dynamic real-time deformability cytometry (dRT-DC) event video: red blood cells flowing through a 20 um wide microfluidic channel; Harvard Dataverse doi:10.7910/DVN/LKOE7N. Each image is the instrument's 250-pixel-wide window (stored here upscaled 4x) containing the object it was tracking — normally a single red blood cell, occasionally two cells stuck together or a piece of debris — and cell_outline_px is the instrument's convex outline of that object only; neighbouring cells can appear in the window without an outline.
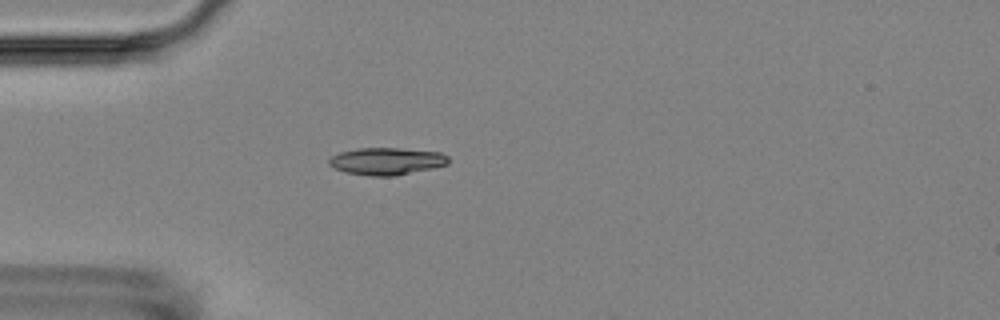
{"species": "Egyptian fruit bat (a non-hibernating species)", "species_latin": "Rousettus aegyptiacus", "temperature_condition": "room temperature", "stored_images_in_passage": 1, "camera_frame_rate_fps": 3000, "um_per_image_px": 0.085, "animal": {"sex": "female"}, "frame": {"image": 1, "passage_image": 1, "time_ms": 0.0, "image_size_px": [1000, 320], "cell_outline_px": [[448, 164], [432, 168], [396, 176], [372, 176], [344, 172], [328, 164], [328, 160], [332, 156], [340, 152], [360, 148], [400, 148], [440, 152], [448, 156]], "centroid_in_image_um": [32.86, 13.7], "position_along_channel_um": 52.1, "area_um2": 18.9}}